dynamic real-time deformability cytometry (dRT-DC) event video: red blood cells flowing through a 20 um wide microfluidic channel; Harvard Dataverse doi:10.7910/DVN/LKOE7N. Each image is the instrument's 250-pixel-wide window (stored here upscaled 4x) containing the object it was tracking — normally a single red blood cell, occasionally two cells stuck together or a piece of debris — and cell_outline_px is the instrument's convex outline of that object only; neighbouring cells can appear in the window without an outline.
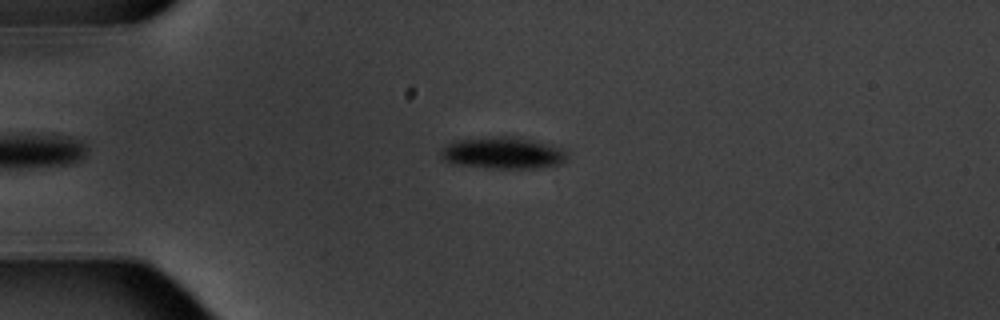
{"species": "common noctule bat (a hibernating species)", "species_latin": "Nyctalus noctula", "temperature_condition": "warm", "stored_images_in_passage": 5, "camera_frame_rate_fps": 3000, "um_per_image_px": 0.085, "animal": {"sex": "male", "body_mass_g": 20.1, "forearm_length_mm": 53.5}, "frame": {"image": 1, "passage_image": 5, "time_ms": 4.667, "image_size_px": [1000, 320], "cell_outline_px": [[568, 156], [560, 164], [536, 168], [488, 168], [456, 164], [444, 160], [440, 156], [440, 148], [452, 140], [492, 136], [508, 136], [532, 140], [548, 144], [560, 148]], "centroid_in_image_um": [42.66, 12.99], "position_along_channel_um": 42.3, "area_um2": 23.41}}